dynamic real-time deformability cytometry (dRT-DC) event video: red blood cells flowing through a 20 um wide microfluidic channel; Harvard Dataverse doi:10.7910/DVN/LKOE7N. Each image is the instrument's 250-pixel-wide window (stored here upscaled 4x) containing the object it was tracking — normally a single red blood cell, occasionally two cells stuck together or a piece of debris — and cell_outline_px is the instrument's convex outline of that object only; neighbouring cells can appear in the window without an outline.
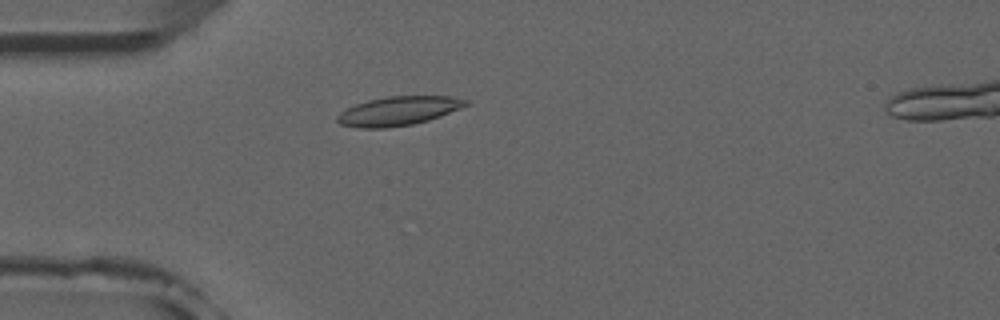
{"species": "common noctule bat (a hibernating species)", "species_latin": "Nyctalus noctula", "temperature_condition": "room temperature", "stored_images_in_passage": 3, "camera_frame_rate_fps": 3000, "um_per_image_px": 0.085, "animal": {"sex": "male", "forearm_length_mm": 52.5}, "frame": {"image": 1, "passage_image": 3, "time_ms": 2.333, "image_size_px": [1000, 320], "cell_outline_px": [[472, 104], [440, 116], [428, 120], [412, 124], [384, 128], [356, 128], [340, 124], [336, 120], [336, 116], [340, 112], [356, 104], [368, 100], [388, 96], [452, 96], [468, 100]], "centroid_in_image_um": [33.88, 9.43], "position_along_channel_um": 51.1, "area_um2": 21.79}}